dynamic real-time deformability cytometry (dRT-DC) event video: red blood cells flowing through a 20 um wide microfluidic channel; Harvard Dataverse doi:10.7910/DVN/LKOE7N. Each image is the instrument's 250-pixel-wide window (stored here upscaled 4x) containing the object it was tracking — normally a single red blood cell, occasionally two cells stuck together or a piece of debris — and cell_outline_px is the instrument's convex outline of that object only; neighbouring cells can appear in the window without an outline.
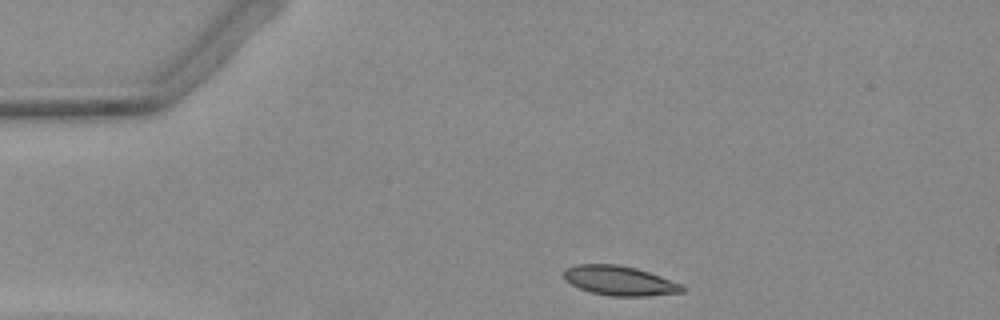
{"species": "Egyptian fruit bat (a non-hibernating species)", "species_latin": "Rousettus aegyptiacus", "temperature_condition": "warm", "stored_images_in_passage": 7, "camera_frame_rate_fps": 3000, "um_per_image_px": 0.085, "animal": {"sex": "female"}, "frame": {"image": 1, "passage_image": 1, "time_ms": 0.0, "image_size_px": [1000, 320], "cell_outline_px": [[684, 292], [648, 296], [612, 296], [592, 292], [580, 288], [564, 280], [564, 268], [576, 264], [616, 264], [636, 268], [660, 276], [680, 284], [684, 288]], "centroid_in_image_um": [52.63, 23.85], "position_along_channel_um": 32.4, "area_um2": 20.23}}